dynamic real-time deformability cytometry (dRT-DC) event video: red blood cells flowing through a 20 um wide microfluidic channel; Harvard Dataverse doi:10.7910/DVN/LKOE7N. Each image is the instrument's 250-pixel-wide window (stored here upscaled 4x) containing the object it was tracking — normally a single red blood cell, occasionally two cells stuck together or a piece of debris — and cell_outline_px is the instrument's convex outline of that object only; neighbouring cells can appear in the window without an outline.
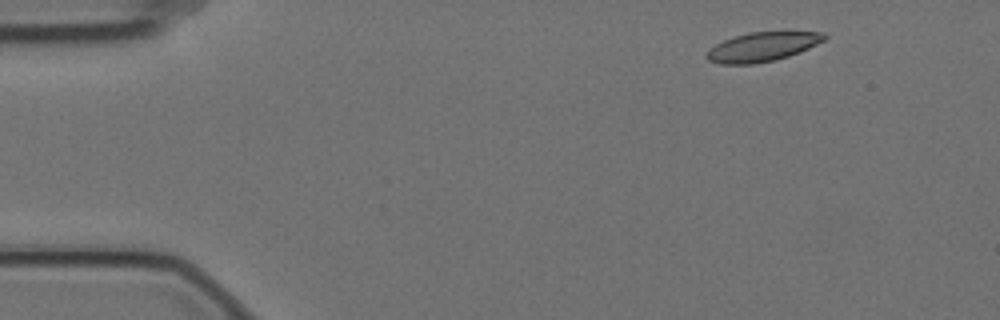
{"species": "Egyptian fruit bat (a non-hibernating species)", "species_latin": "Rousettus aegyptiacus", "temperature_condition": "cold", "stored_images_in_passage": 5, "segment_of_instrument_passage": [2, 2], "camera_frame_rate_fps": 3000, "um_per_image_px": 0.085, "animal": {"sex": "female"}, "frame": {"image": 1, "passage_image": 5, "time_ms": 1.333, "image_size_px": [1000, 320], "cell_outline_px": [[828, 36], [824, 40], [800, 52], [776, 60], [752, 64], [720, 64], [708, 60], [704, 56], [716, 44], [724, 40], [736, 36], [752, 32], [824, 32]], "centroid_in_image_um": [64.81, 3.99], "position_along_channel_um": 20.2, "area_um2": 19.77}}